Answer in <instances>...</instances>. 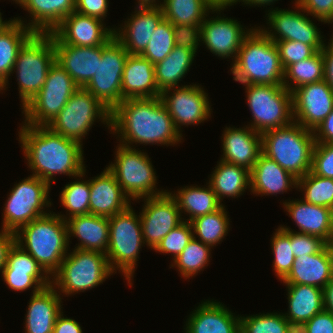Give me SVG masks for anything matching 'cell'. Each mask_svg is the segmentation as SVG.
Listing matches in <instances>:
<instances>
[{
    "instance_id": "obj_52",
    "label": "cell",
    "mask_w": 333,
    "mask_h": 333,
    "mask_svg": "<svg viewBox=\"0 0 333 333\" xmlns=\"http://www.w3.org/2000/svg\"><path fill=\"white\" fill-rule=\"evenodd\" d=\"M311 172L317 176L333 179V144L315 143Z\"/></svg>"
},
{
    "instance_id": "obj_26",
    "label": "cell",
    "mask_w": 333,
    "mask_h": 333,
    "mask_svg": "<svg viewBox=\"0 0 333 333\" xmlns=\"http://www.w3.org/2000/svg\"><path fill=\"white\" fill-rule=\"evenodd\" d=\"M283 207L298 226L299 233L316 236L329 243L333 233V209L307 203L301 198L285 200Z\"/></svg>"
},
{
    "instance_id": "obj_15",
    "label": "cell",
    "mask_w": 333,
    "mask_h": 333,
    "mask_svg": "<svg viewBox=\"0 0 333 333\" xmlns=\"http://www.w3.org/2000/svg\"><path fill=\"white\" fill-rule=\"evenodd\" d=\"M294 10L281 9L278 7L266 10L265 14L267 26L258 28L272 41H299L311 45L316 51L323 49L324 35L320 29L306 13L301 6L295 1Z\"/></svg>"
},
{
    "instance_id": "obj_39",
    "label": "cell",
    "mask_w": 333,
    "mask_h": 333,
    "mask_svg": "<svg viewBox=\"0 0 333 333\" xmlns=\"http://www.w3.org/2000/svg\"><path fill=\"white\" fill-rule=\"evenodd\" d=\"M228 216L225 205H222L218 210L192 220L190 223L194 238L211 248L217 246L230 230Z\"/></svg>"
},
{
    "instance_id": "obj_19",
    "label": "cell",
    "mask_w": 333,
    "mask_h": 333,
    "mask_svg": "<svg viewBox=\"0 0 333 333\" xmlns=\"http://www.w3.org/2000/svg\"><path fill=\"white\" fill-rule=\"evenodd\" d=\"M292 113L295 123L315 131L333 110V89L325 80L293 90Z\"/></svg>"
},
{
    "instance_id": "obj_48",
    "label": "cell",
    "mask_w": 333,
    "mask_h": 333,
    "mask_svg": "<svg viewBox=\"0 0 333 333\" xmlns=\"http://www.w3.org/2000/svg\"><path fill=\"white\" fill-rule=\"evenodd\" d=\"M2 272L20 274H48L42 266L16 242L12 244Z\"/></svg>"
},
{
    "instance_id": "obj_27",
    "label": "cell",
    "mask_w": 333,
    "mask_h": 333,
    "mask_svg": "<svg viewBox=\"0 0 333 333\" xmlns=\"http://www.w3.org/2000/svg\"><path fill=\"white\" fill-rule=\"evenodd\" d=\"M333 278V257L328 244L318 253L296 257L283 284H305L323 289Z\"/></svg>"
},
{
    "instance_id": "obj_29",
    "label": "cell",
    "mask_w": 333,
    "mask_h": 333,
    "mask_svg": "<svg viewBox=\"0 0 333 333\" xmlns=\"http://www.w3.org/2000/svg\"><path fill=\"white\" fill-rule=\"evenodd\" d=\"M154 64L139 54H129L122 75V101L160 97Z\"/></svg>"
},
{
    "instance_id": "obj_14",
    "label": "cell",
    "mask_w": 333,
    "mask_h": 333,
    "mask_svg": "<svg viewBox=\"0 0 333 333\" xmlns=\"http://www.w3.org/2000/svg\"><path fill=\"white\" fill-rule=\"evenodd\" d=\"M128 55L113 35L102 45L96 73L84 87L111 111L122 102V75Z\"/></svg>"
},
{
    "instance_id": "obj_71",
    "label": "cell",
    "mask_w": 333,
    "mask_h": 333,
    "mask_svg": "<svg viewBox=\"0 0 333 333\" xmlns=\"http://www.w3.org/2000/svg\"><path fill=\"white\" fill-rule=\"evenodd\" d=\"M328 24H333V19ZM330 36H333V32Z\"/></svg>"
},
{
    "instance_id": "obj_18",
    "label": "cell",
    "mask_w": 333,
    "mask_h": 333,
    "mask_svg": "<svg viewBox=\"0 0 333 333\" xmlns=\"http://www.w3.org/2000/svg\"><path fill=\"white\" fill-rule=\"evenodd\" d=\"M139 212L144 244L154 250L161 240L183 222L175 199L168 191L154 197L142 198Z\"/></svg>"
},
{
    "instance_id": "obj_59",
    "label": "cell",
    "mask_w": 333,
    "mask_h": 333,
    "mask_svg": "<svg viewBox=\"0 0 333 333\" xmlns=\"http://www.w3.org/2000/svg\"><path fill=\"white\" fill-rule=\"evenodd\" d=\"M330 41V42H329ZM325 43L322 53L324 60V80L333 89V36Z\"/></svg>"
},
{
    "instance_id": "obj_58",
    "label": "cell",
    "mask_w": 333,
    "mask_h": 333,
    "mask_svg": "<svg viewBox=\"0 0 333 333\" xmlns=\"http://www.w3.org/2000/svg\"><path fill=\"white\" fill-rule=\"evenodd\" d=\"M53 333H83L81 325L73 318L64 317L63 311L58 315Z\"/></svg>"
},
{
    "instance_id": "obj_7",
    "label": "cell",
    "mask_w": 333,
    "mask_h": 333,
    "mask_svg": "<svg viewBox=\"0 0 333 333\" xmlns=\"http://www.w3.org/2000/svg\"><path fill=\"white\" fill-rule=\"evenodd\" d=\"M109 219V244L106 253L110 269L121 273L129 286H133L135 267L141 248L145 247L140 216L130 205Z\"/></svg>"
},
{
    "instance_id": "obj_70",
    "label": "cell",
    "mask_w": 333,
    "mask_h": 333,
    "mask_svg": "<svg viewBox=\"0 0 333 333\" xmlns=\"http://www.w3.org/2000/svg\"><path fill=\"white\" fill-rule=\"evenodd\" d=\"M7 24H0V30L3 29Z\"/></svg>"
},
{
    "instance_id": "obj_68",
    "label": "cell",
    "mask_w": 333,
    "mask_h": 333,
    "mask_svg": "<svg viewBox=\"0 0 333 333\" xmlns=\"http://www.w3.org/2000/svg\"><path fill=\"white\" fill-rule=\"evenodd\" d=\"M0 91H1L0 93L3 94V92H4V83L2 81H0Z\"/></svg>"
},
{
    "instance_id": "obj_3",
    "label": "cell",
    "mask_w": 333,
    "mask_h": 333,
    "mask_svg": "<svg viewBox=\"0 0 333 333\" xmlns=\"http://www.w3.org/2000/svg\"><path fill=\"white\" fill-rule=\"evenodd\" d=\"M15 242L52 276L69 252L66 221L55 212L34 219L15 232Z\"/></svg>"
},
{
    "instance_id": "obj_64",
    "label": "cell",
    "mask_w": 333,
    "mask_h": 333,
    "mask_svg": "<svg viewBox=\"0 0 333 333\" xmlns=\"http://www.w3.org/2000/svg\"><path fill=\"white\" fill-rule=\"evenodd\" d=\"M278 0H244V5L254 7H265L273 5Z\"/></svg>"
},
{
    "instance_id": "obj_1",
    "label": "cell",
    "mask_w": 333,
    "mask_h": 333,
    "mask_svg": "<svg viewBox=\"0 0 333 333\" xmlns=\"http://www.w3.org/2000/svg\"><path fill=\"white\" fill-rule=\"evenodd\" d=\"M110 132L118 143L133 148L138 144L174 147L183 140L160 97L124 99L111 111Z\"/></svg>"
},
{
    "instance_id": "obj_32",
    "label": "cell",
    "mask_w": 333,
    "mask_h": 333,
    "mask_svg": "<svg viewBox=\"0 0 333 333\" xmlns=\"http://www.w3.org/2000/svg\"><path fill=\"white\" fill-rule=\"evenodd\" d=\"M66 223L69 243L73 236L80 241L73 249L107 253L109 244V219L107 217L93 214L78 215L67 219Z\"/></svg>"
},
{
    "instance_id": "obj_30",
    "label": "cell",
    "mask_w": 333,
    "mask_h": 333,
    "mask_svg": "<svg viewBox=\"0 0 333 333\" xmlns=\"http://www.w3.org/2000/svg\"><path fill=\"white\" fill-rule=\"evenodd\" d=\"M297 189V178L283 169L276 161L261 153L250 170V192L269 196Z\"/></svg>"
},
{
    "instance_id": "obj_2",
    "label": "cell",
    "mask_w": 333,
    "mask_h": 333,
    "mask_svg": "<svg viewBox=\"0 0 333 333\" xmlns=\"http://www.w3.org/2000/svg\"><path fill=\"white\" fill-rule=\"evenodd\" d=\"M20 126L18 141L32 171L30 175L51 186L58 174L73 179L84 171V150L79 142L52 132L47 126Z\"/></svg>"
},
{
    "instance_id": "obj_22",
    "label": "cell",
    "mask_w": 333,
    "mask_h": 333,
    "mask_svg": "<svg viewBox=\"0 0 333 333\" xmlns=\"http://www.w3.org/2000/svg\"><path fill=\"white\" fill-rule=\"evenodd\" d=\"M56 62L72 77L78 87H85L96 73L102 58V45L74 46L62 43L52 32Z\"/></svg>"
},
{
    "instance_id": "obj_11",
    "label": "cell",
    "mask_w": 333,
    "mask_h": 333,
    "mask_svg": "<svg viewBox=\"0 0 333 333\" xmlns=\"http://www.w3.org/2000/svg\"><path fill=\"white\" fill-rule=\"evenodd\" d=\"M247 105L252 112L251 129L262 134L290 125L293 120L292 94L283 85H244Z\"/></svg>"
},
{
    "instance_id": "obj_13",
    "label": "cell",
    "mask_w": 333,
    "mask_h": 333,
    "mask_svg": "<svg viewBox=\"0 0 333 333\" xmlns=\"http://www.w3.org/2000/svg\"><path fill=\"white\" fill-rule=\"evenodd\" d=\"M79 87L55 61L50 67L41 90L23 108V124L47 126L64 108Z\"/></svg>"
},
{
    "instance_id": "obj_21",
    "label": "cell",
    "mask_w": 333,
    "mask_h": 333,
    "mask_svg": "<svg viewBox=\"0 0 333 333\" xmlns=\"http://www.w3.org/2000/svg\"><path fill=\"white\" fill-rule=\"evenodd\" d=\"M104 23L99 18L74 11L65 17L52 33L64 44L83 47L100 46L114 35V28H107Z\"/></svg>"
},
{
    "instance_id": "obj_35",
    "label": "cell",
    "mask_w": 333,
    "mask_h": 333,
    "mask_svg": "<svg viewBox=\"0 0 333 333\" xmlns=\"http://www.w3.org/2000/svg\"><path fill=\"white\" fill-rule=\"evenodd\" d=\"M288 311L284 317L293 321H309L324 310L323 289L305 284H285Z\"/></svg>"
},
{
    "instance_id": "obj_8",
    "label": "cell",
    "mask_w": 333,
    "mask_h": 333,
    "mask_svg": "<svg viewBox=\"0 0 333 333\" xmlns=\"http://www.w3.org/2000/svg\"><path fill=\"white\" fill-rule=\"evenodd\" d=\"M56 61L50 33H34L20 48L14 63L22 108L41 90L50 67Z\"/></svg>"
},
{
    "instance_id": "obj_69",
    "label": "cell",
    "mask_w": 333,
    "mask_h": 333,
    "mask_svg": "<svg viewBox=\"0 0 333 333\" xmlns=\"http://www.w3.org/2000/svg\"><path fill=\"white\" fill-rule=\"evenodd\" d=\"M13 2H15V4H20V2L22 1V0H12Z\"/></svg>"
},
{
    "instance_id": "obj_65",
    "label": "cell",
    "mask_w": 333,
    "mask_h": 333,
    "mask_svg": "<svg viewBox=\"0 0 333 333\" xmlns=\"http://www.w3.org/2000/svg\"><path fill=\"white\" fill-rule=\"evenodd\" d=\"M137 3L136 6H161L162 4L159 0H137Z\"/></svg>"
},
{
    "instance_id": "obj_66",
    "label": "cell",
    "mask_w": 333,
    "mask_h": 333,
    "mask_svg": "<svg viewBox=\"0 0 333 333\" xmlns=\"http://www.w3.org/2000/svg\"><path fill=\"white\" fill-rule=\"evenodd\" d=\"M328 246H329V248L331 250L332 257H333V233H332V236H331L330 241L328 243Z\"/></svg>"
},
{
    "instance_id": "obj_42",
    "label": "cell",
    "mask_w": 333,
    "mask_h": 333,
    "mask_svg": "<svg viewBox=\"0 0 333 333\" xmlns=\"http://www.w3.org/2000/svg\"><path fill=\"white\" fill-rule=\"evenodd\" d=\"M211 249L210 246L193 237L181 254L172 261L170 268L176 267L184 279H190L208 266L211 260Z\"/></svg>"
},
{
    "instance_id": "obj_45",
    "label": "cell",
    "mask_w": 333,
    "mask_h": 333,
    "mask_svg": "<svg viewBox=\"0 0 333 333\" xmlns=\"http://www.w3.org/2000/svg\"><path fill=\"white\" fill-rule=\"evenodd\" d=\"M241 333H286V318L281 312L240 315Z\"/></svg>"
},
{
    "instance_id": "obj_5",
    "label": "cell",
    "mask_w": 333,
    "mask_h": 333,
    "mask_svg": "<svg viewBox=\"0 0 333 333\" xmlns=\"http://www.w3.org/2000/svg\"><path fill=\"white\" fill-rule=\"evenodd\" d=\"M262 153L297 179L311 171L314 132L294 121L261 134Z\"/></svg>"
},
{
    "instance_id": "obj_50",
    "label": "cell",
    "mask_w": 333,
    "mask_h": 333,
    "mask_svg": "<svg viewBox=\"0 0 333 333\" xmlns=\"http://www.w3.org/2000/svg\"><path fill=\"white\" fill-rule=\"evenodd\" d=\"M289 237L294 257L312 255L320 252L327 243L319 237L293 231L289 226H279Z\"/></svg>"
},
{
    "instance_id": "obj_6",
    "label": "cell",
    "mask_w": 333,
    "mask_h": 333,
    "mask_svg": "<svg viewBox=\"0 0 333 333\" xmlns=\"http://www.w3.org/2000/svg\"><path fill=\"white\" fill-rule=\"evenodd\" d=\"M112 274L106 254L72 249L51 276V285L62 298L69 297L103 284Z\"/></svg>"
},
{
    "instance_id": "obj_28",
    "label": "cell",
    "mask_w": 333,
    "mask_h": 333,
    "mask_svg": "<svg viewBox=\"0 0 333 333\" xmlns=\"http://www.w3.org/2000/svg\"><path fill=\"white\" fill-rule=\"evenodd\" d=\"M62 299L52 285L31 294L24 321L25 333H53L56 319L63 311Z\"/></svg>"
},
{
    "instance_id": "obj_38",
    "label": "cell",
    "mask_w": 333,
    "mask_h": 333,
    "mask_svg": "<svg viewBox=\"0 0 333 333\" xmlns=\"http://www.w3.org/2000/svg\"><path fill=\"white\" fill-rule=\"evenodd\" d=\"M160 7L172 25H201L212 10L208 0H163Z\"/></svg>"
},
{
    "instance_id": "obj_25",
    "label": "cell",
    "mask_w": 333,
    "mask_h": 333,
    "mask_svg": "<svg viewBox=\"0 0 333 333\" xmlns=\"http://www.w3.org/2000/svg\"><path fill=\"white\" fill-rule=\"evenodd\" d=\"M130 205V198L107 167L90 178V214L110 218Z\"/></svg>"
},
{
    "instance_id": "obj_24",
    "label": "cell",
    "mask_w": 333,
    "mask_h": 333,
    "mask_svg": "<svg viewBox=\"0 0 333 333\" xmlns=\"http://www.w3.org/2000/svg\"><path fill=\"white\" fill-rule=\"evenodd\" d=\"M221 160L251 170L262 153V136L249 126L223 130Z\"/></svg>"
},
{
    "instance_id": "obj_51",
    "label": "cell",
    "mask_w": 333,
    "mask_h": 333,
    "mask_svg": "<svg viewBox=\"0 0 333 333\" xmlns=\"http://www.w3.org/2000/svg\"><path fill=\"white\" fill-rule=\"evenodd\" d=\"M278 52L283 69L285 70L289 65L310 58L317 51L311 46L299 41H274Z\"/></svg>"
},
{
    "instance_id": "obj_53",
    "label": "cell",
    "mask_w": 333,
    "mask_h": 333,
    "mask_svg": "<svg viewBox=\"0 0 333 333\" xmlns=\"http://www.w3.org/2000/svg\"><path fill=\"white\" fill-rule=\"evenodd\" d=\"M175 46L197 53L201 45V25H173Z\"/></svg>"
},
{
    "instance_id": "obj_40",
    "label": "cell",
    "mask_w": 333,
    "mask_h": 333,
    "mask_svg": "<svg viewBox=\"0 0 333 333\" xmlns=\"http://www.w3.org/2000/svg\"><path fill=\"white\" fill-rule=\"evenodd\" d=\"M322 80H324V60L320 50L310 58L289 65L284 70L283 86L292 92L302 85Z\"/></svg>"
},
{
    "instance_id": "obj_67",
    "label": "cell",
    "mask_w": 333,
    "mask_h": 333,
    "mask_svg": "<svg viewBox=\"0 0 333 333\" xmlns=\"http://www.w3.org/2000/svg\"><path fill=\"white\" fill-rule=\"evenodd\" d=\"M12 20V18L10 20H5L3 21V18H2V13L0 12V24H8L10 23Z\"/></svg>"
},
{
    "instance_id": "obj_16",
    "label": "cell",
    "mask_w": 333,
    "mask_h": 333,
    "mask_svg": "<svg viewBox=\"0 0 333 333\" xmlns=\"http://www.w3.org/2000/svg\"><path fill=\"white\" fill-rule=\"evenodd\" d=\"M160 98L180 134L181 126H198L211 117L212 107L208 93L201 84L192 83L167 89L161 93Z\"/></svg>"
},
{
    "instance_id": "obj_41",
    "label": "cell",
    "mask_w": 333,
    "mask_h": 333,
    "mask_svg": "<svg viewBox=\"0 0 333 333\" xmlns=\"http://www.w3.org/2000/svg\"><path fill=\"white\" fill-rule=\"evenodd\" d=\"M85 173L86 166L81 174L74 177L75 181L66 184L61 191L60 202L68 213L62 215L60 212L57 215L65 221L74 216L90 214V179H83Z\"/></svg>"
},
{
    "instance_id": "obj_23",
    "label": "cell",
    "mask_w": 333,
    "mask_h": 333,
    "mask_svg": "<svg viewBox=\"0 0 333 333\" xmlns=\"http://www.w3.org/2000/svg\"><path fill=\"white\" fill-rule=\"evenodd\" d=\"M191 312L184 333H241L240 315L236 316L222 302L204 299Z\"/></svg>"
},
{
    "instance_id": "obj_34",
    "label": "cell",
    "mask_w": 333,
    "mask_h": 333,
    "mask_svg": "<svg viewBox=\"0 0 333 333\" xmlns=\"http://www.w3.org/2000/svg\"><path fill=\"white\" fill-rule=\"evenodd\" d=\"M206 185L208 186H184L173 192L174 194L167 190L175 199L181 215L184 213L188 216L189 214L187 219L183 217V221L191 222L197 217L218 210L222 206L210 185L208 183Z\"/></svg>"
},
{
    "instance_id": "obj_12",
    "label": "cell",
    "mask_w": 333,
    "mask_h": 333,
    "mask_svg": "<svg viewBox=\"0 0 333 333\" xmlns=\"http://www.w3.org/2000/svg\"><path fill=\"white\" fill-rule=\"evenodd\" d=\"M50 188L47 182L32 175L14 184L4 204L2 229L16 232L23 225L50 213L51 210H46L52 205Z\"/></svg>"
},
{
    "instance_id": "obj_33",
    "label": "cell",
    "mask_w": 333,
    "mask_h": 333,
    "mask_svg": "<svg viewBox=\"0 0 333 333\" xmlns=\"http://www.w3.org/2000/svg\"><path fill=\"white\" fill-rule=\"evenodd\" d=\"M210 174L208 184L222 203L224 197L238 198L250 189V170L223 160H219Z\"/></svg>"
},
{
    "instance_id": "obj_4",
    "label": "cell",
    "mask_w": 333,
    "mask_h": 333,
    "mask_svg": "<svg viewBox=\"0 0 333 333\" xmlns=\"http://www.w3.org/2000/svg\"><path fill=\"white\" fill-rule=\"evenodd\" d=\"M230 73L243 85H283L284 69L278 49L258 27L244 38Z\"/></svg>"
},
{
    "instance_id": "obj_49",
    "label": "cell",
    "mask_w": 333,
    "mask_h": 333,
    "mask_svg": "<svg viewBox=\"0 0 333 333\" xmlns=\"http://www.w3.org/2000/svg\"><path fill=\"white\" fill-rule=\"evenodd\" d=\"M2 280L12 291H26L32 287V293L39 292L42 288L51 285L49 274H20L13 272H2Z\"/></svg>"
},
{
    "instance_id": "obj_62",
    "label": "cell",
    "mask_w": 333,
    "mask_h": 333,
    "mask_svg": "<svg viewBox=\"0 0 333 333\" xmlns=\"http://www.w3.org/2000/svg\"><path fill=\"white\" fill-rule=\"evenodd\" d=\"M286 333H307L306 322L286 319Z\"/></svg>"
},
{
    "instance_id": "obj_17",
    "label": "cell",
    "mask_w": 333,
    "mask_h": 333,
    "mask_svg": "<svg viewBox=\"0 0 333 333\" xmlns=\"http://www.w3.org/2000/svg\"><path fill=\"white\" fill-rule=\"evenodd\" d=\"M222 11L224 9H212L208 13L201 24V42L215 56L221 59L231 58L232 65L244 38L254 27L247 29L237 19L228 18L224 15L221 17ZM211 13H216L217 16L215 14L213 17H209Z\"/></svg>"
},
{
    "instance_id": "obj_44",
    "label": "cell",
    "mask_w": 333,
    "mask_h": 333,
    "mask_svg": "<svg viewBox=\"0 0 333 333\" xmlns=\"http://www.w3.org/2000/svg\"><path fill=\"white\" fill-rule=\"evenodd\" d=\"M174 47L173 25L164 18L158 24L145 50L140 55L155 65L164 60Z\"/></svg>"
},
{
    "instance_id": "obj_43",
    "label": "cell",
    "mask_w": 333,
    "mask_h": 333,
    "mask_svg": "<svg viewBox=\"0 0 333 333\" xmlns=\"http://www.w3.org/2000/svg\"><path fill=\"white\" fill-rule=\"evenodd\" d=\"M299 189V190H298ZM297 190L302 199L310 204L333 209V179L317 176L311 171L297 179Z\"/></svg>"
},
{
    "instance_id": "obj_55",
    "label": "cell",
    "mask_w": 333,
    "mask_h": 333,
    "mask_svg": "<svg viewBox=\"0 0 333 333\" xmlns=\"http://www.w3.org/2000/svg\"><path fill=\"white\" fill-rule=\"evenodd\" d=\"M109 1L108 0H75V11L91 16L96 17L101 20H105L107 17V12L109 9Z\"/></svg>"
},
{
    "instance_id": "obj_54",
    "label": "cell",
    "mask_w": 333,
    "mask_h": 333,
    "mask_svg": "<svg viewBox=\"0 0 333 333\" xmlns=\"http://www.w3.org/2000/svg\"><path fill=\"white\" fill-rule=\"evenodd\" d=\"M301 8L321 21L323 24L329 23L333 19V0H294Z\"/></svg>"
},
{
    "instance_id": "obj_63",
    "label": "cell",
    "mask_w": 333,
    "mask_h": 333,
    "mask_svg": "<svg viewBox=\"0 0 333 333\" xmlns=\"http://www.w3.org/2000/svg\"><path fill=\"white\" fill-rule=\"evenodd\" d=\"M238 2L244 3V0H208V3L212 9H228V6L236 5Z\"/></svg>"
},
{
    "instance_id": "obj_61",
    "label": "cell",
    "mask_w": 333,
    "mask_h": 333,
    "mask_svg": "<svg viewBox=\"0 0 333 333\" xmlns=\"http://www.w3.org/2000/svg\"><path fill=\"white\" fill-rule=\"evenodd\" d=\"M324 309L333 313V278L323 288Z\"/></svg>"
},
{
    "instance_id": "obj_46",
    "label": "cell",
    "mask_w": 333,
    "mask_h": 333,
    "mask_svg": "<svg viewBox=\"0 0 333 333\" xmlns=\"http://www.w3.org/2000/svg\"><path fill=\"white\" fill-rule=\"evenodd\" d=\"M271 238V250L274 256L272 267L276 277L282 281L289 274L295 261L290 237L278 227Z\"/></svg>"
},
{
    "instance_id": "obj_47",
    "label": "cell",
    "mask_w": 333,
    "mask_h": 333,
    "mask_svg": "<svg viewBox=\"0 0 333 333\" xmlns=\"http://www.w3.org/2000/svg\"><path fill=\"white\" fill-rule=\"evenodd\" d=\"M193 228L190 222L183 221L172 229L154 249L155 252L171 254L174 261L193 238Z\"/></svg>"
},
{
    "instance_id": "obj_37",
    "label": "cell",
    "mask_w": 333,
    "mask_h": 333,
    "mask_svg": "<svg viewBox=\"0 0 333 333\" xmlns=\"http://www.w3.org/2000/svg\"><path fill=\"white\" fill-rule=\"evenodd\" d=\"M33 34L32 30L14 19L0 30V81L4 83L5 91L18 52Z\"/></svg>"
},
{
    "instance_id": "obj_20",
    "label": "cell",
    "mask_w": 333,
    "mask_h": 333,
    "mask_svg": "<svg viewBox=\"0 0 333 333\" xmlns=\"http://www.w3.org/2000/svg\"><path fill=\"white\" fill-rule=\"evenodd\" d=\"M132 13L120 27H114V37L129 54L140 55L164 16L160 6H137Z\"/></svg>"
},
{
    "instance_id": "obj_31",
    "label": "cell",
    "mask_w": 333,
    "mask_h": 333,
    "mask_svg": "<svg viewBox=\"0 0 333 333\" xmlns=\"http://www.w3.org/2000/svg\"><path fill=\"white\" fill-rule=\"evenodd\" d=\"M18 6L29 13L30 20L28 23L20 17H14V20L34 33H51L65 17L75 11V0H22Z\"/></svg>"
},
{
    "instance_id": "obj_56",
    "label": "cell",
    "mask_w": 333,
    "mask_h": 333,
    "mask_svg": "<svg viewBox=\"0 0 333 333\" xmlns=\"http://www.w3.org/2000/svg\"><path fill=\"white\" fill-rule=\"evenodd\" d=\"M307 333H333V313L322 310L306 322Z\"/></svg>"
},
{
    "instance_id": "obj_10",
    "label": "cell",
    "mask_w": 333,
    "mask_h": 333,
    "mask_svg": "<svg viewBox=\"0 0 333 333\" xmlns=\"http://www.w3.org/2000/svg\"><path fill=\"white\" fill-rule=\"evenodd\" d=\"M98 119L108 130L111 129V110L88 90L79 87L47 127L83 145L84 137Z\"/></svg>"
},
{
    "instance_id": "obj_36",
    "label": "cell",
    "mask_w": 333,
    "mask_h": 333,
    "mask_svg": "<svg viewBox=\"0 0 333 333\" xmlns=\"http://www.w3.org/2000/svg\"><path fill=\"white\" fill-rule=\"evenodd\" d=\"M195 56L193 50L175 46L164 60L154 65L155 80L160 93L184 86L179 83L191 68Z\"/></svg>"
},
{
    "instance_id": "obj_57",
    "label": "cell",
    "mask_w": 333,
    "mask_h": 333,
    "mask_svg": "<svg viewBox=\"0 0 333 333\" xmlns=\"http://www.w3.org/2000/svg\"><path fill=\"white\" fill-rule=\"evenodd\" d=\"M316 143L333 144V110L314 131Z\"/></svg>"
},
{
    "instance_id": "obj_60",
    "label": "cell",
    "mask_w": 333,
    "mask_h": 333,
    "mask_svg": "<svg viewBox=\"0 0 333 333\" xmlns=\"http://www.w3.org/2000/svg\"><path fill=\"white\" fill-rule=\"evenodd\" d=\"M15 242V232L1 229L0 230V272L6 265L7 255L10 247Z\"/></svg>"
},
{
    "instance_id": "obj_9",
    "label": "cell",
    "mask_w": 333,
    "mask_h": 333,
    "mask_svg": "<svg viewBox=\"0 0 333 333\" xmlns=\"http://www.w3.org/2000/svg\"><path fill=\"white\" fill-rule=\"evenodd\" d=\"M115 160L107 165L123 192L132 201L164 194L167 190L157 189V176L151 158L139 148L117 144Z\"/></svg>"
}]
</instances>
